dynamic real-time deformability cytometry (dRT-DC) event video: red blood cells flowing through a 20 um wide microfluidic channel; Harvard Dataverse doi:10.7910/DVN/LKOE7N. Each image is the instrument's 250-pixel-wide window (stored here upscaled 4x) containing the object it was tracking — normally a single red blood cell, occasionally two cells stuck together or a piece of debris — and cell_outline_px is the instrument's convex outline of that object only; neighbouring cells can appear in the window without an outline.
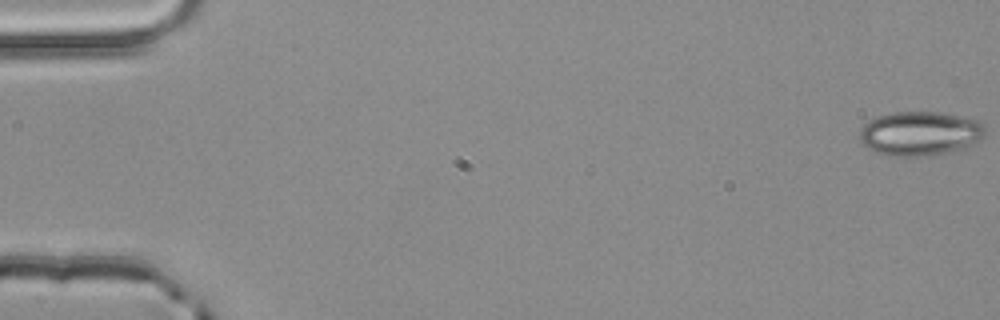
{"species": "common noctule bat (a hibernating species)", "species_latin": "Nyctalus noctula", "temperature_condition": "room temperature", "stored_images_in_passage": 4, "camera_frame_rate_fps": 3000, "um_per_image_px": 0.085, "animal": {"sex": "male", "body_mass_g": 20.4}, "frame": {"image": 1, "passage_image": 1, "time_ms": 0.0, "image_size_px": [1000, 320], "cell_outline_px": [[984, 140], [964, 148], [924, 156], [888, 156], [876, 152], [868, 148], [860, 140], [860, 128], [868, 120], [876, 116], [896, 112], [940, 112], [980, 120], [984, 124]], "centroid_in_image_um": [78.21, 11.34], "position_along_channel_um": 6.8, "area_um2": 32.54}}